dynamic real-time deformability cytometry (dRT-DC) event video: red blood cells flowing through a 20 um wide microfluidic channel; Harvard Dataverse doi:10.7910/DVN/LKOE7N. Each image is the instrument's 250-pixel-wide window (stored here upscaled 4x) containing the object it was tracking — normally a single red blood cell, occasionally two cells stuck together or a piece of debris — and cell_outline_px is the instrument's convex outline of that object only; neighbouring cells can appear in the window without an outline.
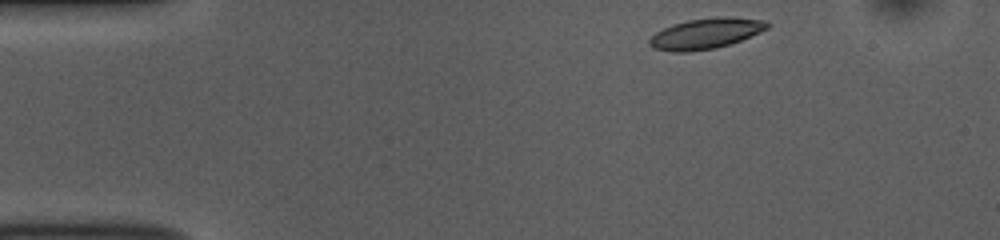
{"species": "common noctule bat (a hibernating species)", "species_latin": "Nyctalus noctula", "temperature_condition": "room temperature", "stored_images_in_passage": 46, "camera_frame_rate_fps": 3000, "um_per_image_px": 0.085, "animal": {"sex": "female", "body_mass_g": 10.0, "forearm_length_mm": 53.1}, "frame": {"image": 1, "passage_image": 1, "time_ms": 0.0, "image_size_px": [1000, 240], "cell_outline_px": [[772, 24], [768, 28], [760, 32], [740, 40], [716, 48], [688, 52], [672, 52], [652, 48], [648, 44], [648, 40], [656, 32], [664, 28], [688, 20], [716, 16], [724, 16], [768, 20]], "centroid_in_image_um": [60.01, 2.84], "position_along_channel_um": 25.0, "area_um2": 21.1}}
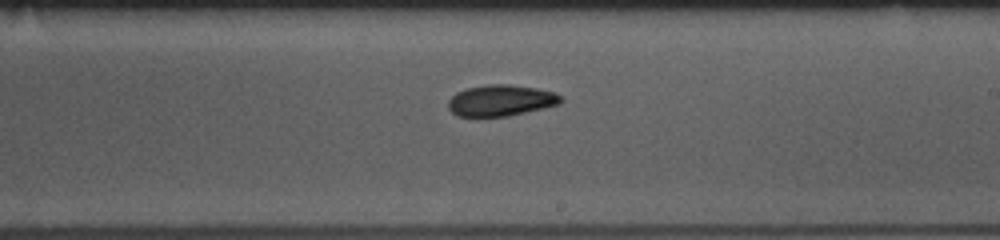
{"frame": {"image": 2, "passage_image": 24, "time_ms": 7.667, "image_size_px": [1000, 240], "cell_outline_px": [[564, 100], [560, 104], [544, 108], [508, 116], [456, 116], [448, 108], [448, 100], [456, 92], [468, 88], [488, 84], [508, 84], [536, 88], [552, 92], [560, 96]], "centroid_in_image_um": [42.56, 8.54], "position_along_channel_um": 246.4, "area_um2": 20.4}}
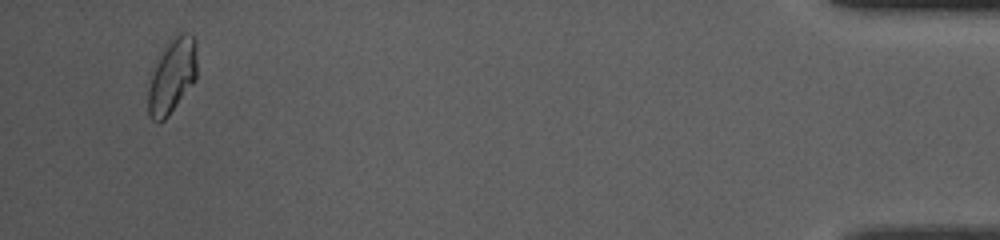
{"frame": {"image": 3, "passage_image": 44, "time_ms": 14.333, "image_size_px": [1000, 240], "cell_outline_px": [[196, 80], [168, 116], [164, 120], [152, 120], [148, 116], [148, 72], [168, 40], [176, 32], [188, 32], [196, 40]], "centroid_in_image_um": [14.59, 6.39], "position_along_channel_um": 420.6, "area_um2": 22.02}, "authors_computed_cell_mechanics": {"area_um2": 20.4034, "velocity_mm_per_s": 3.7602, "shape_relaxation_time_tau1_ms": 3.6144, "shape_relaxation_time_tau2_ms": null, "deformation_change_tau1": 0.0988, "deformation_change_tau2": null}}